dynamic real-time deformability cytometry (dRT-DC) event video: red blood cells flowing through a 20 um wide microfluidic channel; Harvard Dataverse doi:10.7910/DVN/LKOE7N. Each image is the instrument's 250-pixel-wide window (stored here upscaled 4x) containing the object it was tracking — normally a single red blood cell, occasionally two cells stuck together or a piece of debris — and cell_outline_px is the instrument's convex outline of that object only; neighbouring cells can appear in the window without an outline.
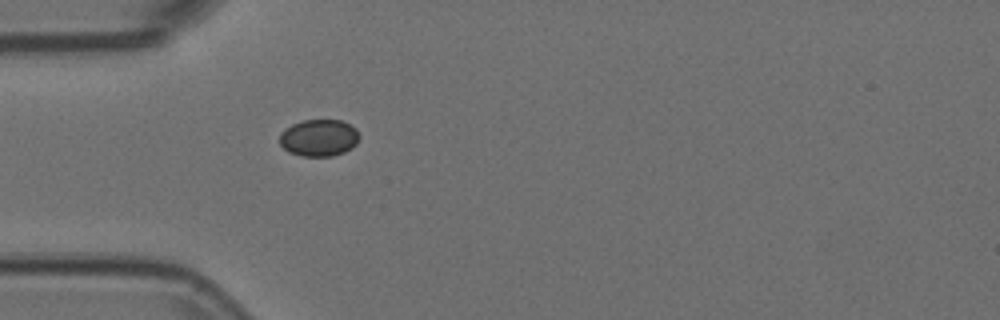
{"species": "Egyptian fruit bat (a non-hibernating species)", "species_latin": "Rousettus aegyptiacus", "temperature_condition": "room temperature", "stored_images_in_passage": 39, "camera_frame_rate_fps": 3000, "um_per_image_px": 0.085, "animal": {"sex": "female"}, "frame": {"image": 1, "passage_image": 1, "time_ms": 0.0, "image_size_px": [1000, 320], "cell_outline_px": [[360, 136], [356, 144], [352, 148], [344, 152], [332, 156], [300, 156], [288, 152], [280, 144], [280, 132], [292, 124], [304, 120], [340, 120], [356, 128]], "centroid_in_image_um": [27.11, 11.72], "position_along_channel_um": 57.9, "area_um2": 17.22}}
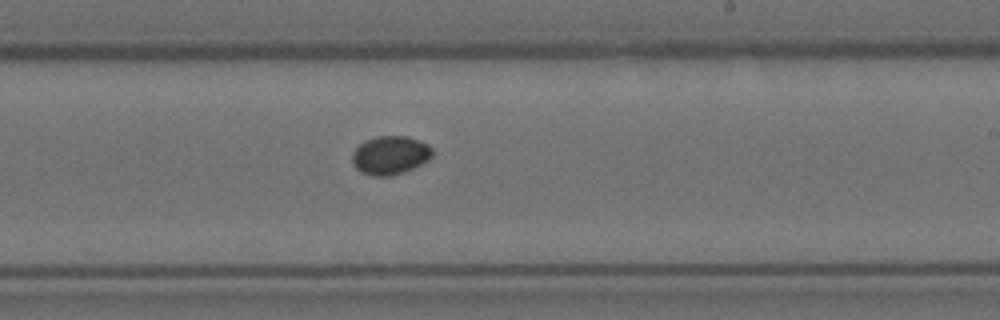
{"frame": {"image": 2, "passage_image": 17, "time_ms": 5.333, "image_size_px": [1000, 320], "cell_outline_px": [[432, 156], [428, 160], [404, 172], [392, 176], [372, 176], [356, 168], [352, 164], [352, 152], [360, 144], [376, 136], [408, 136], [428, 144], [432, 148]], "centroid_in_image_um": [33.17, 13.19], "position_along_channel_um": 255.8, "area_um2": 17.92}}
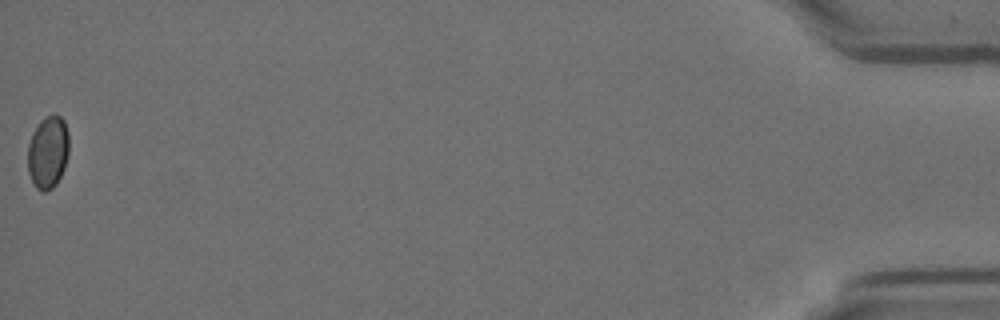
{"frame": {"image": 3, "passage_image": 39, "time_ms": 12.667, "image_size_px": [1000, 320], "cell_outline_px": [[68, 156], [64, 168], [56, 184], [52, 188], [44, 192], [40, 192], [36, 188], [28, 172], [28, 144], [32, 132], [40, 120], [48, 116], [60, 116], [64, 120], [68, 132]], "centroid_in_image_um": [4.07, 12.95], "position_along_channel_um": 431.1, "area_um2": 17.46}}